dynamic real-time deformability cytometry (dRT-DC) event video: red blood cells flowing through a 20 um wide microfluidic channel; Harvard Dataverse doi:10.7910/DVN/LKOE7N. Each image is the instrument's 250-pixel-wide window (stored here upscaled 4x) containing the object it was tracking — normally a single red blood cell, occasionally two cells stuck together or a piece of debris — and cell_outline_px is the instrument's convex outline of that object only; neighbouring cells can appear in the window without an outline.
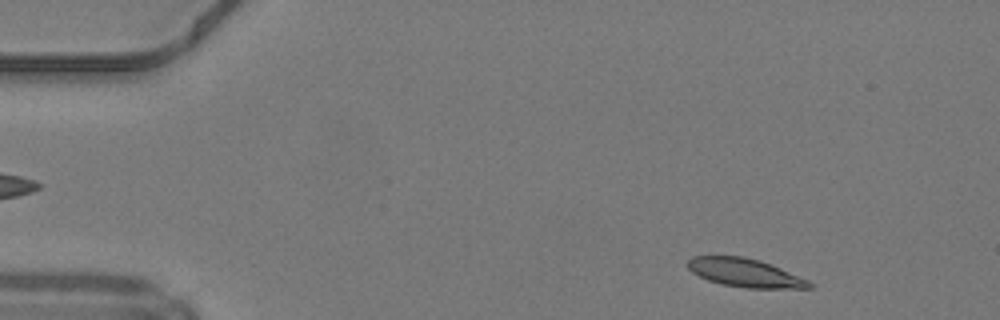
{"species": "common noctule bat (a hibernating species)", "species_latin": "Nyctalus noctula", "temperature_condition": "warm", "stored_images_in_passage": 45, "camera_frame_rate_fps": 3000, "um_per_image_px": 0.085, "animal": {"sex": "male", "body_mass_g": 19.2, "forearm_length_mm": 51.8}, "frame": {"image": 1, "passage_image": 3, "time_ms": 0.667, "image_size_px": [1000, 320], "cell_outline_px": [[816, 284], [812, 288], [748, 288], [720, 284], [708, 280], [692, 272], [688, 268], [688, 260], [692, 256], [744, 256], [760, 260], [780, 268], [808, 280]], "centroid_in_image_um": [63.34, 23.19], "position_along_channel_um": 21.7, "area_um2": 20.11}}
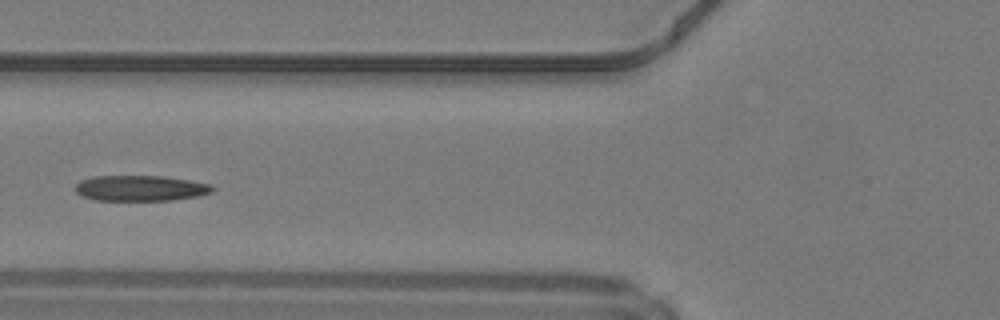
{"frame": {"image": 2, "passage_image": 16, "time_ms": 5.0, "image_size_px": [1000, 320], "cell_outline_px": [[216, 188], [212, 192], [196, 196], [172, 200], [96, 200], [84, 196], [76, 192], [76, 184], [80, 180], [92, 176], [164, 176], [188, 180], [208, 184]], "centroid_in_image_um": [11.93, 15.99], "position_along_channel_um": 113.9, "area_um2": 20.29}}
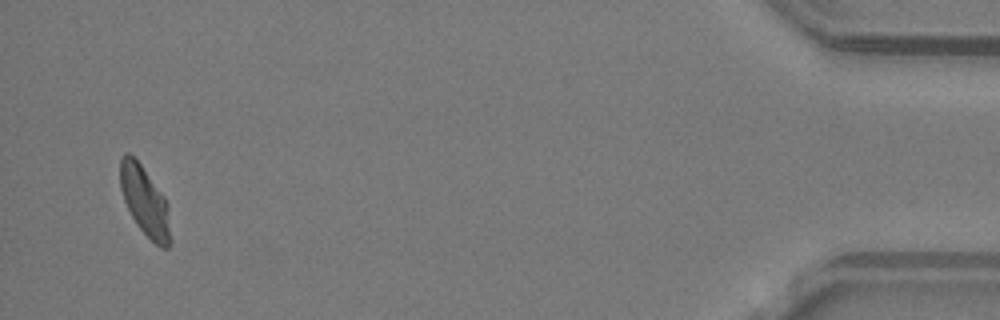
{"frame": {"image": 3, "passage_image": 44, "time_ms": 14.333, "image_size_px": [1000, 320], "cell_outline_px": [[172, 240], [168, 248], [160, 248], [136, 224], [124, 200], [120, 188], [120, 156], [124, 152], [128, 152], [140, 164], [164, 196], [168, 204]], "centroid_in_image_um": [12.33, 17.12], "position_along_channel_um": 422.9, "area_um2": 20.35}, "authors_computed_cell_mechanics": {"area_um2": 20.8658, "velocity_mm_per_s": 4.2018, "shape_relaxation_time_tau1_ms": 5.395, "shape_relaxation_time_tau2_ms": 1.9094, "deformation_change_tau1": 0.1566, "deformation_change_tau2": 0.0833}}